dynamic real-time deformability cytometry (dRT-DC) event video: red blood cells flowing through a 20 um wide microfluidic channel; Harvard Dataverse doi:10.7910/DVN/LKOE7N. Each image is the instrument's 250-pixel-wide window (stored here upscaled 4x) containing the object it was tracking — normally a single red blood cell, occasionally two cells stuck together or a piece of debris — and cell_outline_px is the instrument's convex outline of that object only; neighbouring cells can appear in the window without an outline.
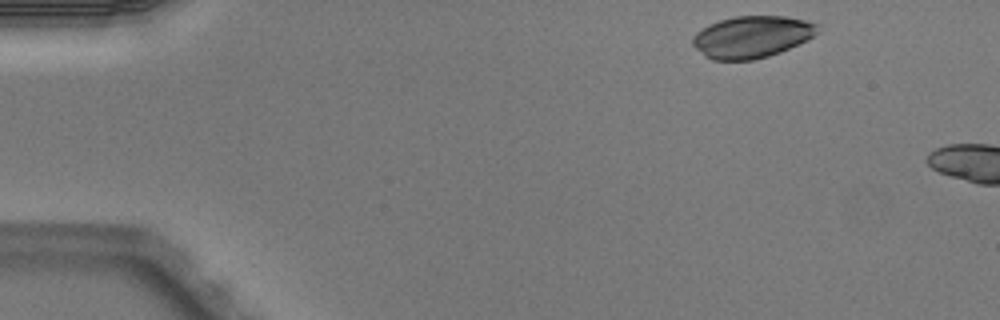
{"species": "Egyptian fruit bat (a non-hibernating species)", "species_latin": "Rousettus aegyptiacus", "temperature_condition": "warm", "stored_images_in_passage": 2, "camera_frame_rate_fps": 3000, "um_per_image_px": 0.085, "animal": {"sex": "male"}, "frame": {"image": 1, "passage_image": 1, "time_ms": 0.0, "image_size_px": [1000, 320], "cell_outline_px": [[816, 32], [812, 36], [780, 52], [768, 56], [752, 60], [712, 60], [704, 56], [692, 44], [692, 36], [696, 32], [708, 24], [720, 20], [736, 16], [784, 16], [804, 20], [816, 24]], "centroid_in_image_um": [63.82, 3.13], "position_along_channel_um": 21.2, "area_um2": 30.11}}